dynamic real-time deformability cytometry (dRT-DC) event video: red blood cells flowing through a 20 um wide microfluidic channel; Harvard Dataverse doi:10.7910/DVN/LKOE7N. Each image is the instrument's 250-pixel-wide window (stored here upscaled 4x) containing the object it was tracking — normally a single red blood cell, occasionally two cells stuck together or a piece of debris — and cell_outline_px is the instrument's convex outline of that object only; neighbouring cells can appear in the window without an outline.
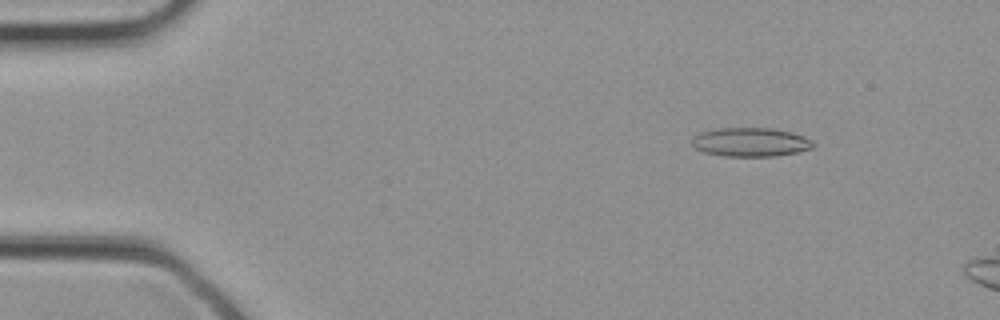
{"species": "common noctule bat (a hibernating species)", "species_latin": "Nyctalus noctula", "temperature_condition": "cold", "stored_images_in_passage": 6, "camera_frame_rate_fps": 3000, "um_per_image_px": 0.085, "animal": {"sex": "female", "body_mass_g": 21.9}, "frame": {"image": 1, "passage_image": 3, "time_ms": 0.667, "image_size_px": [1000, 320], "cell_outline_px": [[816, 144], [812, 148], [800, 152], [776, 156], [724, 156], [704, 152], [696, 148], [692, 144], [692, 136], [700, 132], [716, 128], [772, 128], [792, 132], [804, 136], [812, 140]], "centroid_in_image_um": [63.82, 12.08], "position_along_channel_um": 21.2, "area_um2": 20.63}}